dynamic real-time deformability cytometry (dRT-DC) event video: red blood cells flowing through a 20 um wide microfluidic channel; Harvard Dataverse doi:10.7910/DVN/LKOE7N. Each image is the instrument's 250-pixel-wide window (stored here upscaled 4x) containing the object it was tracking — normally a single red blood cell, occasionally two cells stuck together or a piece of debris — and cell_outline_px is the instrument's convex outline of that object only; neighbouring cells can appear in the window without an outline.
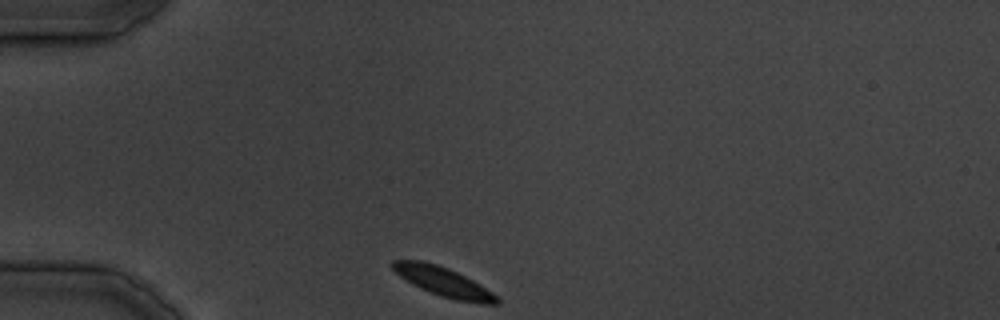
{"species": "common noctule bat (a hibernating species)", "species_latin": "Nyctalus noctula", "temperature_condition": "cold", "stored_images_in_passage": 20, "camera_frame_rate_fps": 3000, "um_per_image_px": 0.085, "animal": {"sex": "male", "body_mass_g": 19.5, "forearm_length_mm": 54.6}, "frame": {"image": 1, "passage_image": 1, "time_ms": 0.0, "image_size_px": [1000, 320], "cell_outline_px": [[500, 300], [496, 304], [480, 304], [456, 300], [440, 296], [420, 288], [412, 284], [400, 276], [392, 268], [392, 260], [424, 260], [448, 268], [480, 284], [492, 292]], "centroid_in_image_um": [37.68, 23.95], "position_along_channel_um": 47.3, "area_um2": 17.63}}
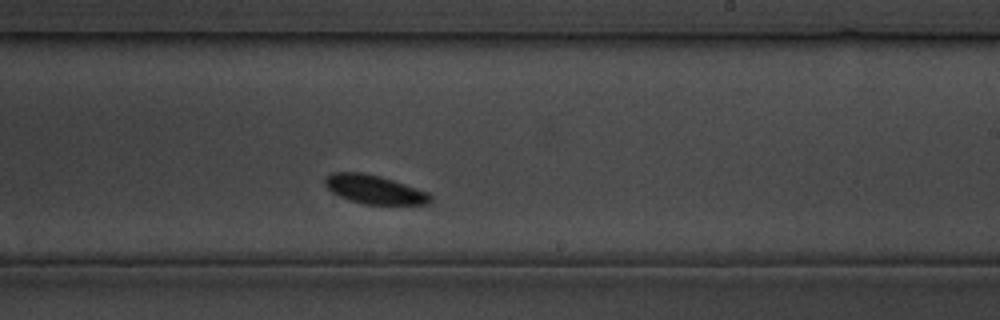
{"frame": {"image": 2, "passage_image": 15, "time_ms": 17.0, "image_size_px": [1000, 320], "cell_outline_px": [[432, 204], [364, 204], [348, 200], [332, 192], [324, 184], [324, 176], [332, 172], [360, 172], [380, 176], [428, 192], [432, 196]], "centroid_in_image_um": [31.81, 16.1], "position_along_channel_um": 257.2, "area_um2": 17.69}}